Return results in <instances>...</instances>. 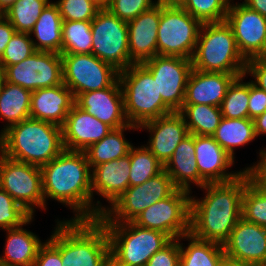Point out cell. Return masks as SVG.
<instances>
[{
    "mask_svg": "<svg viewBox=\"0 0 266 266\" xmlns=\"http://www.w3.org/2000/svg\"><path fill=\"white\" fill-rule=\"evenodd\" d=\"M40 168L45 210L46 198L71 208L75 217L70 220H97L106 210L92 200L91 168L84 151L63 150Z\"/></svg>",
    "mask_w": 266,
    "mask_h": 266,
    "instance_id": "6da1fadb",
    "label": "cell"
},
{
    "mask_svg": "<svg viewBox=\"0 0 266 266\" xmlns=\"http://www.w3.org/2000/svg\"><path fill=\"white\" fill-rule=\"evenodd\" d=\"M247 175L225 183H207L205 197H190V233L201 240L223 244L242 217V198Z\"/></svg>",
    "mask_w": 266,
    "mask_h": 266,
    "instance_id": "7a4b0ae2",
    "label": "cell"
},
{
    "mask_svg": "<svg viewBox=\"0 0 266 266\" xmlns=\"http://www.w3.org/2000/svg\"><path fill=\"white\" fill-rule=\"evenodd\" d=\"M63 150L62 127L48 121L28 118L0 134V153L18 162L41 167Z\"/></svg>",
    "mask_w": 266,
    "mask_h": 266,
    "instance_id": "3957f363",
    "label": "cell"
},
{
    "mask_svg": "<svg viewBox=\"0 0 266 266\" xmlns=\"http://www.w3.org/2000/svg\"><path fill=\"white\" fill-rule=\"evenodd\" d=\"M62 266H111L105 226L97 220H61Z\"/></svg>",
    "mask_w": 266,
    "mask_h": 266,
    "instance_id": "277c9868",
    "label": "cell"
},
{
    "mask_svg": "<svg viewBox=\"0 0 266 266\" xmlns=\"http://www.w3.org/2000/svg\"><path fill=\"white\" fill-rule=\"evenodd\" d=\"M191 60L195 70L245 74L246 60L240 54L233 30L226 21L202 23Z\"/></svg>",
    "mask_w": 266,
    "mask_h": 266,
    "instance_id": "5b68a950",
    "label": "cell"
},
{
    "mask_svg": "<svg viewBox=\"0 0 266 266\" xmlns=\"http://www.w3.org/2000/svg\"><path fill=\"white\" fill-rule=\"evenodd\" d=\"M108 233L111 266H146L150 257L172 239L165 233L133 222H101Z\"/></svg>",
    "mask_w": 266,
    "mask_h": 266,
    "instance_id": "8992f818",
    "label": "cell"
},
{
    "mask_svg": "<svg viewBox=\"0 0 266 266\" xmlns=\"http://www.w3.org/2000/svg\"><path fill=\"white\" fill-rule=\"evenodd\" d=\"M124 96V111L131 125L143 123L173 113L158 93L157 81L143 64H132L119 72Z\"/></svg>",
    "mask_w": 266,
    "mask_h": 266,
    "instance_id": "52a82bcc",
    "label": "cell"
},
{
    "mask_svg": "<svg viewBox=\"0 0 266 266\" xmlns=\"http://www.w3.org/2000/svg\"><path fill=\"white\" fill-rule=\"evenodd\" d=\"M201 25L180 6L161 5L157 55L192 59Z\"/></svg>",
    "mask_w": 266,
    "mask_h": 266,
    "instance_id": "ba28073f",
    "label": "cell"
},
{
    "mask_svg": "<svg viewBox=\"0 0 266 266\" xmlns=\"http://www.w3.org/2000/svg\"><path fill=\"white\" fill-rule=\"evenodd\" d=\"M177 188L163 169L143 184L129 186L99 217L100 222H132L142 211L170 196Z\"/></svg>",
    "mask_w": 266,
    "mask_h": 266,
    "instance_id": "9c48e42d",
    "label": "cell"
},
{
    "mask_svg": "<svg viewBox=\"0 0 266 266\" xmlns=\"http://www.w3.org/2000/svg\"><path fill=\"white\" fill-rule=\"evenodd\" d=\"M92 54L114 66L118 71L133 63L129 55L127 22L120 20L108 9H100L91 21Z\"/></svg>",
    "mask_w": 266,
    "mask_h": 266,
    "instance_id": "30bf717a",
    "label": "cell"
},
{
    "mask_svg": "<svg viewBox=\"0 0 266 266\" xmlns=\"http://www.w3.org/2000/svg\"><path fill=\"white\" fill-rule=\"evenodd\" d=\"M191 193L176 189L170 196L142 211L132 222L139 227L157 230L172 240L190 233Z\"/></svg>",
    "mask_w": 266,
    "mask_h": 266,
    "instance_id": "8fae6325",
    "label": "cell"
},
{
    "mask_svg": "<svg viewBox=\"0 0 266 266\" xmlns=\"http://www.w3.org/2000/svg\"><path fill=\"white\" fill-rule=\"evenodd\" d=\"M0 187L32 216L34 206L45 209L39 166L18 162L0 153Z\"/></svg>",
    "mask_w": 266,
    "mask_h": 266,
    "instance_id": "7c38bea8",
    "label": "cell"
},
{
    "mask_svg": "<svg viewBox=\"0 0 266 266\" xmlns=\"http://www.w3.org/2000/svg\"><path fill=\"white\" fill-rule=\"evenodd\" d=\"M63 83L72 91L74 98L87 91L112 86L119 79V72L111 64L94 54H61Z\"/></svg>",
    "mask_w": 266,
    "mask_h": 266,
    "instance_id": "4fadbf2b",
    "label": "cell"
},
{
    "mask_svg": "<svg viewBox=\"0 0 266 266\" xmlns=\"http://www.w3.org/2000/svg\"><path fill=\"white\" fill-rule=\"evenodd\" d=\"M4 81L31 92L63 84L61 54L36 51L20 63L4 68Z\"/></svg>",
    "mask_w": 266,
    "mask_h": 266,
    "instance_id": "5bb4252c",
    "label": "cell"
},
{
    "mask_svg": "<svg viewBox=\"0 0 266 266\" xmlns=\"http://www.w3.org/2000/svg\"><path fill=\"white\" fill-rule=\"evenodd\" d=\"M157 81L158 93L173 111L182 109L186 85L193 70L192 60L178 56L155 57L142 63Z\"/></svg>",
    "mask_w": 266,
    "mask_h": 266,
    "instance_id": "9a60e30c",
    "label": "cell"
},
{
    "mask_svg": "<svg viewBox=\"0 0 266 266\" xmlns=\"http://www.w3.org/2000/svg\"><path fill=\"white\" fill-rule=\"evenodd\" d=\"M225 21L231 26L244 59L257 57L266 41V18L243 3H230Z\"/></svg>",
    "mask_w": 266,
    "mask_h": 266,
    "instance_id": "2e32d148",
    "label": "cell"
},
{
    "mask_svg": "<svg viewBox=\"0 0 266 266\" xmlns=\"http://www.w3.org/2000/svg\"><path fill=\"white\" fill-rule=\"evenodd\" d=\"M225 257L234 261L264 266L266 263V227L241 217L223 243Z\"/></svg>",
    "mask_w": 266,
    "mask_h": 266,
    "instance_id": "e0dca14e",
    "label": "cell"
},
{
    "mask_svg": "<svg viewBox=\"0 0 266 266\" xmlns=\"http://www.w3.org/2000/svg\"><path fill=\"white\" fill-rule=\"evenodd\" d=\"M75 104L113 129L127 126L124 96L119 79L110 87L87 91L75 98Z\"/></svg>",
    "mask_w": 266,
    "mask_h": 266,
    "instance_id": "ac0fdd59",
    "label": "cell"
},
{
    "mask_svg": "<svg viewBox=\"0 0 266 266\" xmlns=\"http://www.w3.org/2000/svg\"><path fill=\"white\" fill-rule=\"evenodd\" d=\"M138 128L149 131L150 139L145 147L163 166L172 157L179 143L189 135L184 117L179 112L147 121Z\"/></svg>",
    "mask_w": 266,
    "mask_h": 266,
    "instance_id": "d6986e66",
    "label": "cell"
},
{
    "mask_svg": "<svg viewBox=\"0 0 266 266\" xmlns=\"http://www.w3.org/2000/svg\"><path fill=\"white\" fill-rule=\"evenodd\" d=\"M61 127L63 146L68 151H85L113 130L111 126L88 114L76 104L68 112Z\"/></svg>",
    "mask_w": 266,
    "mask_h": 266,
    "instance_id": "ffe728a7",
    "label": "cell"
},
{
    "mask_svg": "<svg viewBox=\"0 0 266 266\" xmlns=\"http://www.w3.org/2000/svg\"><path fill=\"white\" fill-rule=\"evenodd\" d=\"M161 5L156 4L127 22L129 55L133 64H142L157 55Z\"/></svg>",
    "mask_w": 266,
    "mask_h": 266,
    "instance_id": "44dd1931",
    "label": "cell"
},
{
    "mask_svg": "<svg viewBox=\"0 0 266 266\" xmlns=\"http://www.w3.org/2000/svg\"><path fill=\"white\" fill-rule=\"evenodd\" d=\"M195 155L198 172L207 183L230 182L243 173L226 172L234 160L212 136L195 135Z\"/></svg>",
    "mask_w": 266,
    "mask_h": 266,
    "instance_id": "7402d4cb",
    "label": "cell"
},
{
    "mask_svg": "<svg viewBox=\"0 0 266 266\" xmlns=\"http://www.w3.org/2000/svg\"><path fill=\"white\" fill-rule=\"evenodd\" d=\"M244 74L204 72L193 69L189 76L183 105L205 104L220 107L232 81Z\"/></svg>",
    "mask_w": 266,
    "mask_h": 266,
    "instance_id": "603a6c76",
    "label": "cell"
},
{
    "mask_svg": "<svg viewBox=\"0 0 266 266\" xmlns=\"http://www.w3.org/2000/svg\"><path fill=\"white\" fill-rule=\"evenodd\" d=\"M75 104L72 91L63 83L31 93L30 118L62 126Z\"/></svg>",
    "mask_w": 266,
    "mask_h": 266,
    "instance_id": "cb8c5ba5",
    "label": "cell"
},
{
    "mask_svg": "<svg viewBox=\"0 0 266 266\" xmlns=\"http://www.w3.org/2000/svg\"><path fill=\"white\" fill-rule=\"evenodd\" d=\"M130 151L124 157L101 163L91 169L92 199L94 192L111 206L129 187Z\"/></svg>",
    "mask_w": 266,
    "mask_h": 266,
    "instance_id": "d4e9b609",
    "label": "cell"
},
{
    "mask_svg": "<svg viewBox=\"0 0 266 266\" xmlns=\"http://www.w3.org/2000/svg\"><path fill=\"white\" fill-rule=\"evenodd\" d=\"M195 156V135L189 134L179 143L172 157L164 165V170L177 189L191 193V183L200 188L207 184L198 172Z\"/></svg>",
    "mask_w": 266,
    "mask_h": 266,
    "instance_id": "484cf974",
    "label": "cell"
},
{
    "mask_svg": "<svg viewBox=\"0 0 266 266\" xmlns=\"http://www.w3.org/2000/svg\"><path fill=\"white\" fill-rule=\"evenodd\" d=\"M23 225L6 231L4 255L0 256V266H33L40 247L45 243Z\"/></svg>",
    "mask_w": 266,
    "mask_h": 266,
    "instance_id": "4316f807",
    "label": "cell"
},
{
    "mask_svg": "<svg viewBox=\"0 0 266 266\" xmlns=\"http://www.w3.org/2000/svg\"><path fill=\"white\" fill-rule=\"evenodd\" d=\"M62 24L57 5L49 2L29 33L36 37L32 39L36 51L62 54Z\"/></svg>",
    "mask_w": 266,
    "mask_h": 266,
    "instance_id": "83f0119b",
    "label": "cell"
},
{
    "mask_svg": "<svg viewBox=\"0 0 266 266\" xmlns=\"http://www.w3.org/2000/svg\"><path fill=\"white\" fill-rule=\"evenodd\" d=\"M138 129L135 125H127L111 130L102 140L91 144L84 152L90 168L129 154L132 144L124 138V131Z\"/></svg>",
    "mask_w": 266,
    "mask_h": 266,
    "instance_id": "f1b7e54d",
    "label": "cell"
},
{
    "mask_svg": "<svg viewBox=\"0 0 266 266\" xmlns=\"http://www.w3.org/2000/svg\"><path fill=\"white\" fill-rule=\"evenodd\" d=\"M178 239L189 241L187 248L183 246V243L179 242V266H220L225 258L223 244L198 239L191 233L182 235Z\"/></svg>",
    "mask_w": 266,
    "mask_h": 266,
    "instance_id": "f546056e",
    "label": "cell"
},
{
    "mask_svg": "<svg viewBox=\"0 0 266 266\" xmlns=\"http://www.w3.org/2000/svg\"><path fill=\"white\" fill-rule=\"evenodd\" d=\"M31 93L19 85L3 82L0 88V118L8 123L0 134L9 126L30 118Z\"/></svg>",
    "mask_w": 266,
    "mask_h": 266,
    "instance_id": "4dcf8cb0",
    "label": "cell"
},
{
    "mask_svg": "<svg viewBox=\"0 0 266 266\" xmlns=\"http://www.w3.org/2000/svg\"><path fill=\"white\" fill-rule=\"evenodd\" d=\"M212 137L234 160L235 147L246 145L252 142L257 136L252 119H230L222 117Z\"/></svg>",
    "mask_w": 266,
    "mask_h": 266,
    "instance_id": "1f68e13d",
    "label": "cell"
},
{
    "mask_svg": "<svg viewBox=\"0 0 266 266\" xmlns=\"http://www.w3.org/2000/svg\"><path fill=\"white\" fill-rule=\"evenodd\" d=\"M179 113L192 135L212 136L222 119L220 107L213 105H183Z\"/></svg>",
    "mask_w": 266,
    "mask_h": 266,
    "instance_id": "d6a6232c",
    "label": "cell"
},
{
    "mask_svg": "<svg viewBox=\"0 0 266 266\" xmlns=\"http://www.w3.org/2000/svg\"><path fill=\"white\" fill-rule=\"evenodd\" d=\"M91 21H63L62 54H92Z\"/></svg>",
    "mask_w": 266,
    "mask_h": 266,
    "instance_id": "836d02e7",
    "label": "cell"
},
{
    "mask_svg": "<svg viewBox=\"0 0 266 266\" xmlns=\"http://www.w3.org/2000/svg\"><path fill=\"white\" fill-rule=\"evenodd\" d=\"M49 0H17L2 14L16 32L30 33Z\"/></svg>",
    "mask_w": 266,
    "mask_h": 266,
    "instance_id": "e575fe53",
    "label": "cell"
},
{
    "mask_svg": "<svg viewBox=\"0 0 266 266\" xmlns=\"http://www.w3.org/2000/svg\"><path fill=\"white\" fill-rule=\"evenodd\" d=\"M130 163L129 186L143 184L164 169L161 162L144 145L138 148L132 145Z\"/></svg>",
    "mask_w": 266,
    "mask_h": 266,
    "instance_id": "d590c367",
    "label": "cell"
},
{
    "mask_svg": "<svg viewBox=\"0 0 266 266\" xmlns=\"http://www.w3.org/2000/svg\"><path fill=\"white\" fill-rule=\"evenodd\" d=\"M246 75L236 77L229 85L220 105L224 118H248L249 82H243Z\"/></svg>",
    "mask_w": 266,
    "mask_h": 266,
    "instance_id": "8d00e7d4",
    "label": "cell"
},
{
    "mask_svg": "<svg viewBox=\"0 0 266 266\" xmlns=\"http://www.w3.org/2000/svg\"><path fill=\"white\" fill-rule=\"evenodd\" d=\"M231 0H183L179 5L201 23L226 20Z\"/></svg>",
    "mask_w": 266,
    "mask_h": 266,
    "instance_id": "74e56055",
    "label": "cell"
},
{
    "mask_svg": "<svg viewBox=\"0 0 266 266\" xmlns=\"http://www.w3.org/2000/svg\"><path fill=\"white\" fill-rule=\"evenodd\" d=\"M242 217L246 221L266 227V189L257 188L247 182L242 198Z\"/></svg>",
    "mask_w": 266,
    "mask_h": 266,
    "instance_id": "f35d334b",
    "label": "cell"
},
{
    "mask_svg": "<svg viewBox=\"0 0 266 266\" xmlns=\"http://www.w3.org/2000/svg\"><path fill=\"white\" fill-rule=\"evenodd\" d=\"M20 204L0 187V228L7 230L26 226L34 219Z\"/></svg>",
    "mask_w": 266,
    "mask_h": 266,
    "instance_id": "ab89813d",
    "label": "cell"
},
{
    "mask_svg": "<svg viewBox=\"0 0 266 266\" xmlns=\"http://www.w3.org/2000/svg\"><path fill=\"white\" fill-rule=\"evenodd\" d=\"M36 52L29 33L16 32L6 46L0 63L5 68L20 63Z\"/></svg>",
    "mask_w": 266,
    "mask_h": 266,
    "instance_id": "60d3db41",
    "label": "cell"
},
{
    "mask_svg": "<svg viewBox=\"0 0 266 266\" xmlns=\"http://www.w3.org/2000/svg\"><path fill=\"white\" fill-rule=\"evenodd\" d=\"M54 3L63 21H92L100 10L90 0H58Z\"/></svg>",
    "mask_w": 266,
    "mask_h": 266,
    "instance_id": "b9f144b4",
    "label": "cell"
},
{
    "mask_svg": "<svg viewBox=\"0 0 266 266\" xmlns=\"http://www.w3.org/2000/svg\"><path fill=\"white\" fill-rule=\"evenodd\" d=\"M52 235L40 247L33 266H62L61 221H58Z\"/></svg>",
    "mask_w": 266,
    "mask_h": 266,
    "instance_id": "7bdbcfd3",
    "label": "cell"
},
{
    "mask_svg": "<svg viewBox=\"0 0 266 266\" xmlns=\"http://www.w3.org/2000/svg\"><path fill=\"white\" fill-rule=\"evenodd\" d=\"M154 5L156 2L153 0H111L107 9L120 20L128 22Z\"/></svg>",
    "mask_w": 266,
    "mask_h": 266,
    "instance_id": "ee69618b",
    "label": "cell"
},
{
    "mask_svg": "<svg viewBox=\"0 0 266 266\" xmlns=\"http://www.w3.org/2000/svg\"><path fill=\"white\" fill-rule=\"evenodd\" d=\"M180 247L179 239H173L160 251L154 253L146 266H179Z\"/></svg>",
    "mask_w": 266,
    "mask_h": 266,
    "instance_id": "f6af8a7d",
    "label": "cell"
},
{
    "mask_svg": "<svg viewBox=\"0 0 266 266\" xmlns=\"http://www.w3.org/2000/svg\"><path fill=\"white\" fill-rule=\"evenodd\" d=\"M260 160L253 166L243 169L249 182L257 188L266 189V148L260 150Z\"/></svg>",
    "mask_w": 266,
    "mask_h": 266,
    "instance_id": "bcb514c9",
    "label": "cell"
},
{
    "mask_svg": "<svg viewBox=\"0 0 266 266\" xmlns=\"http://www.w3.org/2000/svg\"><path fill=\"white\" fill-rule=\"evenodd\" d=\"M266 111V92L249 81L248 118L255 119Z\"/></svg>",
    "mask_w": 266,
    "mask_h": 266,
    "instance_id": "7dc6e473",
    "label": "cell"
},
{
    "mask_svg": "<svg viewBox=\"0 0 266 266\" xmlns=\"http://www.w3.org/2000/svg\"><path fill=\"white\" fill-rule=\"evenodd\" d=\"M250 74L254 77L251 82L258 88L266 92V61L251 58L246 61L245 75Z\"/></svg>",
    "mask_w": 266,
    "mask_h": 266,
    "instance_id": "c3c4849f",
    "label": "cell"
},
{
    "mask_svg": "<svg viewBox=\"0 0 266 266\" xmlns=\"http://www.w3.org/2000/svg\"><path fill=\"white\" fill-rule=\"evenodd\" d=\"M15 33L16 30L9 20L3 14H0V58Z\"/></svg>",
    "mask_w": 266,
    "mask_h": 266,
    "instance_id": "681fc988",
    "label": "cell"
},
{
    "mask_svg": "<svg viewBox=\"0 0 266 266\" xmlns=\"http://www.w3.org/2000/svg\"><path fill=\"white\" fill-rule=\"evenodd\" d=\"M242 3L266 18V0H244Z\"/></svg>",
    "mask_w": 266,
    "mask_h": 266,
    "instance_id": "f907efd6",
    "label": "cell"
},
{
    "mask_svg": "<svg viewBox=\"0 0 266 266\" xmlns=\"http://www.w3.org/2000/svg\"><path fill=\"white\" fill-rule=\"evenodd\" d=\"M256 136L266 135V111L253 119Z\"/></svg>",
    "mask_w": 266,
    "mask_h": 266,
    "instance_id": "816d5d0a",
    "label": "cell"
},
{
    "mask_svg": "<svg viewBox=\"0 0 266 266\" xmlns=\"http://www.w3.org/2000/svg\"><path fill=\"white\" fill-rule=\"evenodd\" d=\"M220 266H256V265L234 261L225 257L222 260Z\"/></svg>",
    "mask_w": 266,
    "mask_h": 266,
    "instance_id": "f5cc1de1",
    "label": "cell"
},
{
    "mask_svg": "<svg viewBox=\"0 0 266 266\" xmlns=\"http://www.w3.org/2000/svg\"><path fill=\"white\" fill-rule=\"evenodd\" d=\"M17 0H0V14L5 12L11 5H13Z\"/></svg>",
    "mask_w": 266,
    "mask_h": 266,
    "instance_id": "db71d44e",
    "label": "cell"
},
{
    "mask_svg": "<svg viewBox=\"0 0 266 266\" xmlns=\"http://www.w3.org/2000/svg\"><path fill=\"white\" fill-rule=\"evenodd\" d=\"M156 4L179 6L183 0H155Z\"/></svg>",
    "mask_w": 266,
    "mask_h": 266,
    "instance_id": "11a10c76",
    "label": "cell"
},
{
    "mask_svg": "<svg viewBox=\"0 0 266 266\" xmlns=\"http://www.w3.org/2000/svg\"><path fill=\"white\" fill-rule=\"evenodd\" d=\"M100 9H107L111 0H90Z\"/></svg>",
    "mask_w": 266,
    "mask_h": 266,
    "instance_id": "9f6ffc18",
    "label": "cell"
},
{
    "mask_svg": "<svg viewBox=\"0 0 266 266\" xmlns=\"http://www.w3.org/2000/svg\"><path fill=\"white\" fill-rule=\"evenodd\" d=\"M256 58L260 59L262 61H266V41H265V44H264L262 51L260 52V54Z\"/></svg>",
    "mask_w": 266,
    "mask_h": 266,
    "instance_id": "6f0895ef",
    "label": "cell"
},
{
    "mask_svg": "<svg viewBox=\"0 0 266 266\" xmlns=\"http://www.w3.org/2000/svg\"><path fill=\"white\" fill-rule=\"evenodd\" d=\"M4 82V67L3 65L0 63V88L2 86Z\"/></svg>",
    "mask_w": 266,
    "mask_h": 266,
    "instance_id": "680465c9",
    "label": "cell"
}]
</instances>
